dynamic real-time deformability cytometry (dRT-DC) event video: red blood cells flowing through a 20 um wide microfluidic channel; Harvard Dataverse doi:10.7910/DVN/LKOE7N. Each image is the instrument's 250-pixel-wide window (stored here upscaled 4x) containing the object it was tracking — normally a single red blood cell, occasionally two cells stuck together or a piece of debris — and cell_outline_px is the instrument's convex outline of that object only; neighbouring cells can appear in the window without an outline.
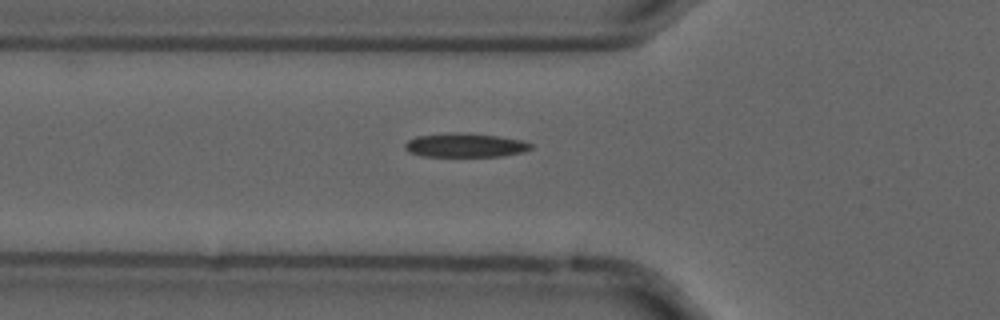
{"species": "common noctule bat (a hibernating species)", "species_latin": "Nyctalus noctula", "temperature_condition": "cold", "stored_images_in_passage": 41, "camera_frame_rate_fps": 3000, "um_per_image_px": 0.085, "animal": {"sex": "male", "forearm_length_mm": 52.5}, "frame": {"image": 1, "passage_image": 8, "time_ms": 2.333, "image_size_px": [1000, 320], "cell_outline_px": [[532, 148], [524, 152], [500, 156], [424, 156], [408, 152], [404, 148], [404, 144], [408, 140], [416, 136], [448, 132], [456, 132], [496, 136], [524, 140], [532, 144]], "centroid_in_image_um": [39.52, 12.34], "position_along_channel_um": 86.3, "area_um2": 17.63}}
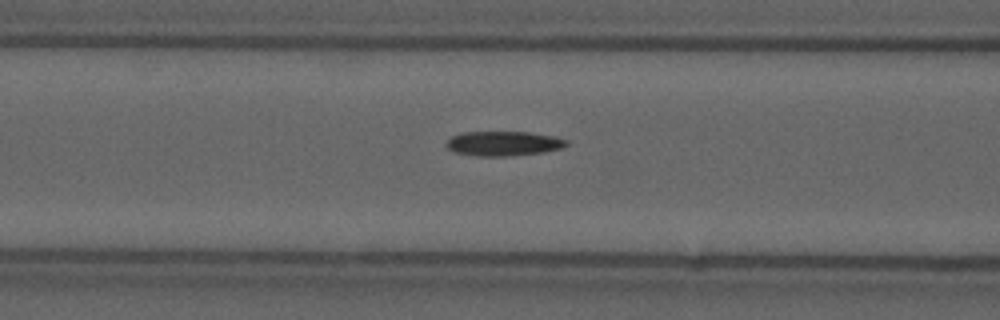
{"frame": {"image": 2, "passage_image": 11, "time_ms": 3.333, "image_size_px": [1000, 320], "cell_outline_px": [[568, 144], [560, 148], [544, 152], [508, 156], [480, 156], [452, 152], [444, 144], [452, 136], [464, 132], [528, 132], [552, 136], [568, 140]], "centroid_in_image_um": [42.76, 12.2], "position_along_channel_um": 123.8, "area_um2": 17.17}}
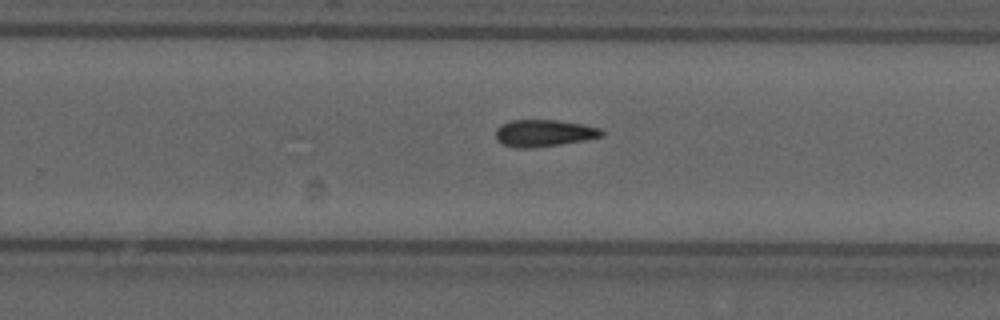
{"frame": {"image": 3, "passage_image": 24, "time_ms": 7.667, "image_size_px": [1000, 320], "cell_outline_px": [[604, 136], [584, 140], [560, 144], [532, 148], [516, 148], [500, 144], [496, 140], [496, 128], [512, 120], [556, 120], [580, 124], [600, 128], [604, 132]], "centroid_in_image_um": [46.21, 11.33], "position_along_channel_um": 283.6, "area_um2": 16.59}, "authors_computed_cell_mechanics": {"area_um2": 16.6464, "velocity_mm_per_s": 3.7037, "shape_relaxation_time_tau1_ms": 6.1998, "shape_relaxation_time_tau2_ms": null, "deformation_change_tau1": 0.1744, "deformation_change_tau2": null}}